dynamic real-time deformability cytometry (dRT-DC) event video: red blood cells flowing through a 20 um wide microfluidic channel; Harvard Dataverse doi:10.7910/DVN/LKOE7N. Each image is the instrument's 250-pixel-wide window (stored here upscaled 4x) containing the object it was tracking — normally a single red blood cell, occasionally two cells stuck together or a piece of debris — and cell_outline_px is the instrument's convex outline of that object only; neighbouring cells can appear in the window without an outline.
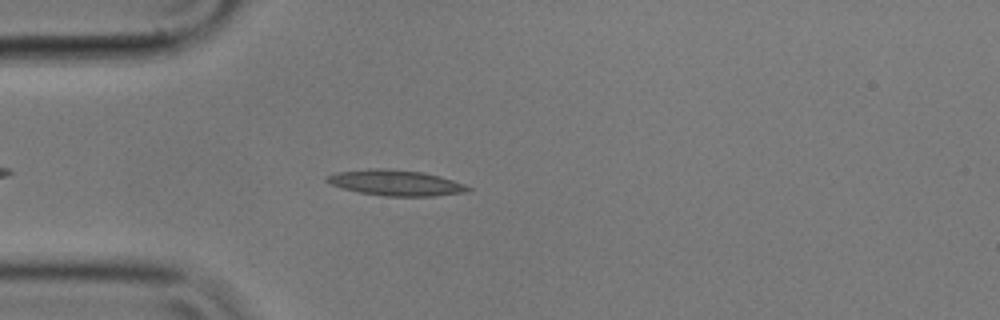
{"species": "common noctule bat (a hibernating species)", "species_latin": "Nyctalus noctula", "temperature_condition": "cold", "stored_images_in_passage": 48, "camera_frame_rate_fps": 3000, "um_per_image_px": 0.085, "animal": {"sex": "male", "body_mass_g": 17.9}, "frame": {"image": 1, "passage_image": 7, "time_ms": 2.0, "image_size_px": [1000, 320], "cell_outline_px": [[472, 188], [468, 192], [436, 196], [384, 196], [360, 192], [344, 188], [332, 184], [324, 180], [324, 176], [336, 172], [368, 168], [388, 168], [424, 172], [440, 176], [464, 184]], "centroid_in_image_um": [33.64, 15.53], "position_along_channel_um": 51.4, "area_um2": 21.27}}
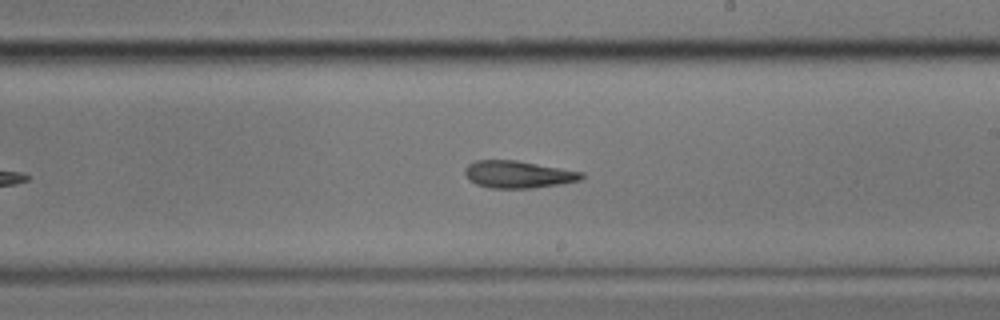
{"frame": {"image": 2, "passage_image": 24, "time_ms": 7.667, "image_size_px": [1000, 320], "cell_outline_px": [[584, 176], [580, 180], [560, 184], [532, 188], [488, 188], [476, 184], [468, 180], [464, 172], [464, 168], [468, 164], [476, 160], [516, 160], [584, 172]], "centroid_in_image_um": [44.01, 14.82], "position_along_channel_um": 245.0, "area_um2": 18.61}}
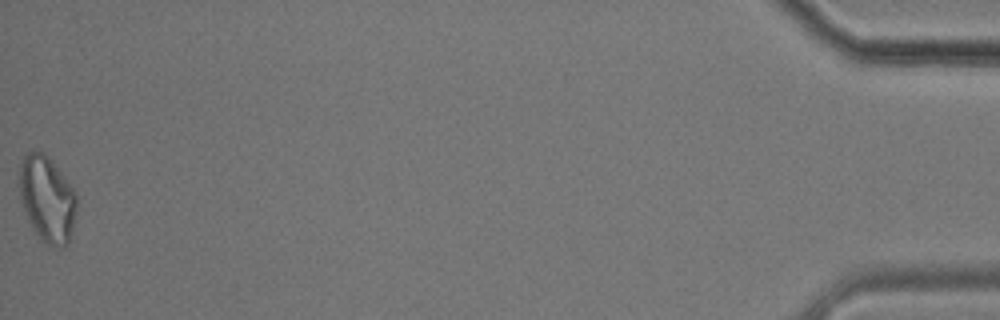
{"frame": {"image": 3, "passage_image": 48, "time_ms": 15.667, "image_size_px": [1000, 320], "cell_outline_px": [[76, 212], [68, 244], [60, 248], [56, 248], [40, 240], [32, 228], [28, 220], [20, 200], [16, 184], [24, 152], [44, 152], [48, 156], [76, 192]], "centroid_in_image_um": [3.96, 16.91], "position_along_channel_um": 431.2, "area_um2": 29.13}, "authors_computed_cell_mechanics": {"area_um2": 19.3052, "velocity_mm_per_s": 3.5567, "shape_relaxation_time_tau1_ms": null, "shape_relaxation_time_tau2_ms": 10.5512, "deformation_change_tau1": null, "deformation_change_tau2": 0.2447}}